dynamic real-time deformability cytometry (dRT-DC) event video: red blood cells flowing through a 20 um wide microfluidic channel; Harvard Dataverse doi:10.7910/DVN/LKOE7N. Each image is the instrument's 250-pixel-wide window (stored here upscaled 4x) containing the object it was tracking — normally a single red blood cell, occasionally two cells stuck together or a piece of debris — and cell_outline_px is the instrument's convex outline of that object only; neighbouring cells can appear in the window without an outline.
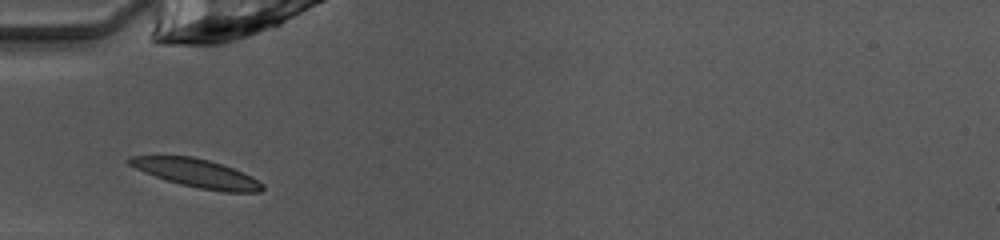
{"species": "common noctule bat (a hibernating species)", "species_latin": "Nyctalus noctula", "temperature_condition": "warm", "stored_images_in_passage": 22, "camera_frame_rate_fps": 3000, "um_per_image_px": 0.085, "animal": {"sex": "female", "body_mass_g": 10.0, "forearm_length_mm": 53.1}, "frame": {"image": 1, "passage_image": 1, "time_ms": 0.0, "image_size_px": [1000, 240], "cell_outline_px": [[264, 188], [260, 192], [224, 192], [200, 188], [180, 184], [144, 172], [128, 164], [124, 160], [132, 156], [192, 156], [208, 160], [232, 168], [252, 176], [264, 184]], "centroid_in_image_um": [16.74, 14.72], "position_along_channel_um": 68.3, "area_um2": 21.73}}
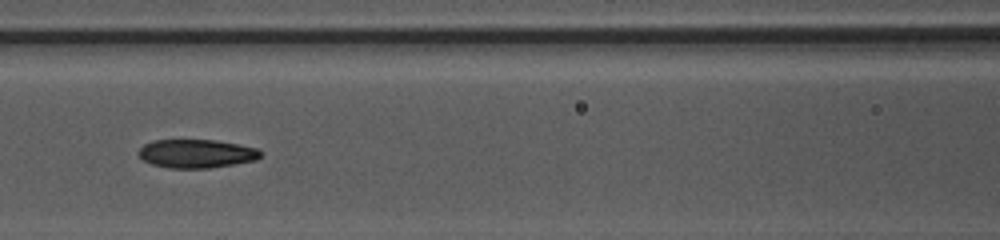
{"frame": {"image": 2, "passage_image": 7, "time_ms": 2.0, "image_size_px": [1000, 240], "cell_outline_px": [[264, 152], [256, 160], [208, 168], [168, 168], [152, 164], [144, 160], [136, 152], [144, 144], [152, 140], [216, 140], [260, 148]], "centroid_in_image_um": [16.71, 13.05], "position_along_channel_um": 149.9, "area_um2": 20.4}}
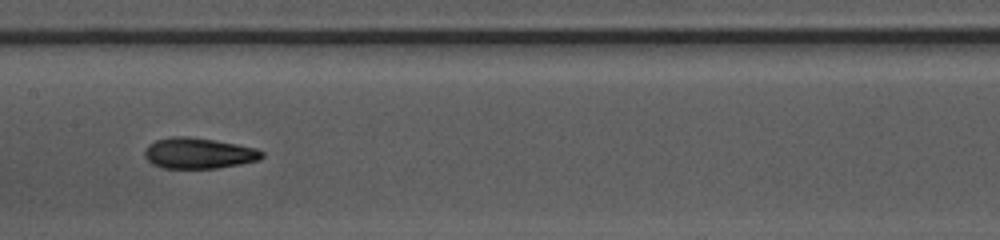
{"frame": {"image": 3, "passage_image": 10, "time_ms": 3.0, "image_size_px": [1000, 240], "cell_outline_px": [[264, 156], [260, 160], [240, 164], [216, 168], [160, 168], [152, 164], [144, 156], [144, 152], [148, 144], [156, 140], [172, 136], [188, 136], [236, 144], [256, 148], [264, 152]], "centroid_in_image_um": [16.87, 13.03], "position_along_channel_um": 190.5, "area_um2": 21.1}}